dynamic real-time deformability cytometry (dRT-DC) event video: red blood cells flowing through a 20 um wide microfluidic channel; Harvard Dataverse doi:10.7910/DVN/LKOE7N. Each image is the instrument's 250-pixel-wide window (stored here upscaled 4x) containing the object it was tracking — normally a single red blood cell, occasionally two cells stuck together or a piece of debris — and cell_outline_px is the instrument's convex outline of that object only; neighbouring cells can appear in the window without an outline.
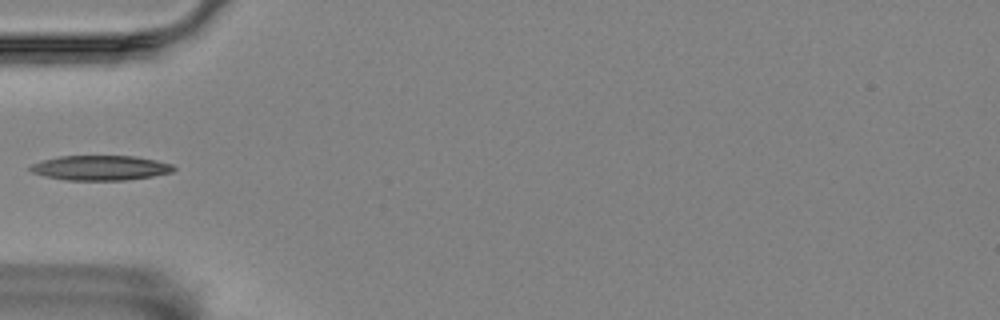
{"species": "Egyptian fruit bat (a non-hibernating species)", "species_latin": "Rousettus aegyptiacus", "temperature_condition": "room temperature", "stored_images_in_passage": 9, "camera_frame_rate_fps": 3000, "um_per_image_px": 0.085, "animal": {"sex": "female"}, "frame": {"image": 1, "passage_image": 4, "time_ms": 1.0, "image_size_px": [1000, 320], "cell_outline_px": [[176, 168], [172, 172], [152, 176], [124, 180], [68, 180], [44, 176], [32, 172], [28, 168], [32, 164], [44, 160], [60, 156], [136, 156], [156, 160], [172, 164]], "centroid_in_image_um": [8.55, 14.26], "position_along_channel_um": 76.5, "area_um2": 20.63}}
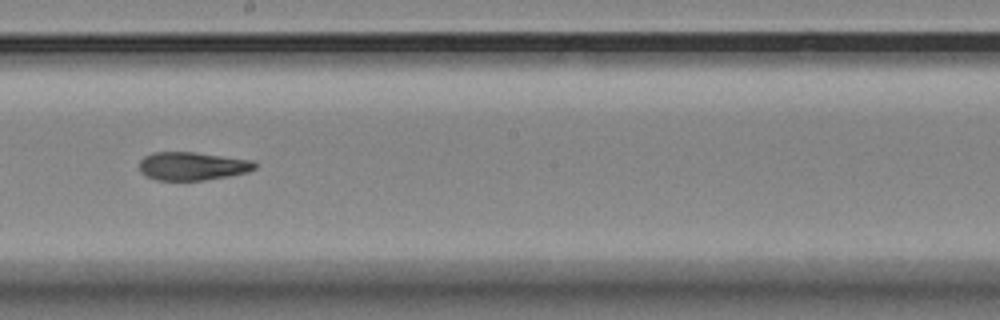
{"frame": {"image": 2, "passage_image": 8, "time_ms": 2.333, "image_size_px": [1000, 320], "cell_outline_px": [[256, 168], [248, 172], [228, 176], [204, 180], [156, 180], [140, 172], [140, 160], [144, 156], [152, 152], [192, 152], [256, 160]], "centroid_in_image_um": [16.37, 14.11], "position_along_channel_um": 231.8, "area_um2": 19.07}}
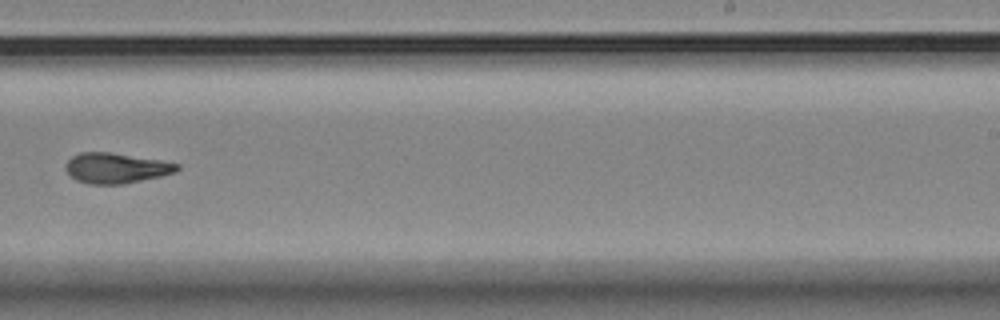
{"frame": {"image": 3, "passage_image": 9, "time_ms": 2.667, "image_size_px": [1000, 320], "cell_outline_px": [[180, 168], [176, 172], [160, 176], [124, 184], [88, 184], [76, 180], [64, 168], [64, 164], [72, 156], [80, 152], [108, 152], [160, 160], [180, 164]], "centroid_in_image_um": [9.85, 14.29], "position_along_channel_um": 279.2, "area_um2": 19.65}}